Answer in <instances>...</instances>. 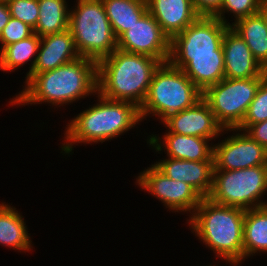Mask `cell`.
I'll return each instance as SVG.
<instances>
[{"instance_id":"obj_1","label":"cell","mask_w":267,"mask_h":266,"mask_svg":"<svg viewBox=\"0 0 267 266\" xmlns=\"http://www.w3.org/2000/svg\"><path fill=\"white\" fill-rule=\"evenodd\" d=\"M24 83L23 90L10 98L12 106L45 103L64 108L98 92L97 62L79 57L53 70L30 73Z\"/></svg>"},{"instance_id":"obj_2","label":"cell","mask_w":267,"mask_h":266,"mask_svg":"<svg viewBox=\"0 0 267 266\" xmlns=\"http://www.w3.org/2000/svg\"><path fill=\"white\" fill-rule=\"evenodd\" d=\"M97 95V96H96ZM97 102L76 114L65 127L62 155L72 154L74 145L99 144L128 133L143 122L140 108L128 101L111 100L95 93Z\"/></svg>"},{"instance_id":"obj_3","label":"cell","mask_w":267,"mask_h":266,"mask_svg":"<svg viewBox=\"0 0 267 266\" xmlns=\"http://www.w3.org/2000/svg\"><path fill=\"white\" fill-rule=\"evenodd\" d=\"M245 210L220 205L202 198L187 220L191 233L230 266H241L244 261L243 226Z\"/></svg>"},{"instance_id":"obj_4","label":"cell","mask_w":267,"mask_h":266,"mask_svg":"<svg viewBox=\"0 0 267 266\" xmlns=\"http://www.w3.org/2000/svg\"><path fill=\"white\" fill-rule=\"evenodd\" d=\"M161 63L151 56L117 48L97 63L98 93L111 100L132 102L140 108Z\"/></svg>"},{"instance_id":"obj_5","label":"cell","mask_w":267,"mask_h":266,"mask_svg":"<svg viewBox=\"0 0 267 266\" xmlns=\"http://www.w3.org/2000/svg\"><path fill=\"white\" fill-rule=\"evenodd\" d=\"M202 98V91L180 68L169 61L155 70L148 94L140 107L142 121L156 116L162 122L169 115L181 112Z\"/></svg>"},{"instance_id":"obj_6","label":"cell","mask_w":267,"mask_h":266,"mask_svg":"<svg viewBox=\"0 0 267 266\" xmlns=\"http://www.w3.org/2000/svg\"><path fill=\"white\" fill-rule=\"evenodd\" d=\"M69 10V30L81 57L97 63L117 49L102 0H76Z\"/></svg>"},{"instance_id":"obj_7","label":"cell","mask_w":267,"mask_h":266,"mask_svg":"<svg viewBox=\"0 0 267 266\" xmlns=\"http://www.w3.org/2000/svg\"><path fill=\"white\" fill-rule=\"evenodd\" d=\"M267 165L238 170H214L211 201L244 210L267 206Z\"/></svg>"},{"instance_id":"obj_8","label":"cell","mask_w":267,"mask_h":266,"mask_svg":"<svg viewBox=\"0 0 267 266\" xmlns=\"http://www.w3.org/2000/svg\"><path fill=\"white\" fill-rule=\"evenodd\" d=\"M266 76L267 70L260 76L249 79L224 78L202 92V98L223 129L237 128L243 122L248 107Z\"/></svg>"},{"instance_id":"obj_9","label":"cell","mask_w":267,"mask_h":266,"mask_svg":"<svg viewBox=\"0 0 267 266\" xmlns=\"http://www.w3.org/2000/svg\"><path fill=\"white\" fill-rule=\"evenodd\" d=\"M229 26L216 17L199 16L171 39L169 62L183 69L190 56L216 55Z\"/></svg>"},{"instance_id":"obj_10","label":"cell","mask_w":267,"mask_h":266,"mask_svg":"<svg viewBox=\"0 0 267 266\" xmlns=\"http://www.w3.org/2000/svg\"><path fill=\"white\" fill-rule=\"evenodd\" d=\"M137 175L135 184L156 197L172 213L183 212V215L190 214V218L203 198L192 186L170 179L154 164Z\"/></svg>"},{"instance_id":"obj_11","label":"cell","mask_w":267,"mask_h":266,"mask_svg":"<svg viewBox=\"0 0 267 266\" xmlns=\"http://www.w3.org/2000/svg\"><path fill=\"white\" fill-rule=\"evenodd\" d=\"M232 135L213 143L214 170H238L267 165V150L247 133L230 128Z\"/></svg>"},{"instance_id":"obj_12","label":"cell","mask_w":267,"mask_h":266,"mask_svg":"<svg viewBox=\"0 0 267 266\" xmlns=\"http://www.w3.org/2000/svg\"><path fill=\"white\" fill-rule=\"evenodd\" d=\"M170 41L159 23L147 11L117 39V48L151 56L165 63L170 57Z\"/></svg>"},{"instance_id":"obj_13","label":"cell","mask_w":267,"mask_h":266,"mask_svg":"<svg viewBox=\"0 0 267 266\" xmlns=\"http://www.w3.org/2000/svg\"><path fill=\"white\" fill-rule=\"evenodd\" d=\"M171 133L179 135L203 137L210 139L213 143L229 129L223 127L216 121L214 113L206 101L201 98L193 106L169 115L161 124ZM220 136V137H219Z\"/></svg>"},{"instance_id":"obj_14","label":"cell","mask_w":267,"mask_h":266,"mask_svg":"<svg viewBox=\"0 0 267 266\" xmlns=\"http://www.w3.org/2000/svg\"><path fill=\"white\" fill-rule=\"evenodd\" d=\"M165 131L164 136L161 138L159 134L147 136V145L155 152L161 154V151L164 150L167 157L179 160H213V144L212 142L209 143L210 139Z\"/></svg>"},{"instance_id":"obj_15","label":"cell","mask_w":267,"mask_h":266,"mask_svg":"<svg viewBox=\"0 0 267 266\" xmlns=\"http://www.w3.org/2000/svg\"><path fill=\"white\" fill-rule=\"evenodd\" d=\"M154 165L170 179L192 186L203 198L212 190L214 160L188 161L166 157L158 159Z\"/></svg>"},{"instance_id":"obj_16","label":"cell","mask_w":267,"mask_h":266,"mask_svg":"<svg viewBox=\"0 0 267 266\" xmlns=\"http://www.w3.org/2000/svg\"><path fill=\"white\" fill-rule=\"evenodd\" d=\"M225 78L249 79L260 76L265 69L253 57L246 42L230 26L222 41Z\"/></svg>"},{"instance_id":"obj_17","label":"cell","mask_w":267,"mask_h":266,"mask_svg":"<svg viewBox=\"0 0 267 266\" xmlns=\"http://www.w3.org/2000/svg\"><path fill=\"white\" fill-rule=\"evenodd\" d=\"M146 3L148 12L170 40L199 17L192 0H146Z\"/></svg>"},{"instance_id":"obj_18","label":"cell","mask_w":267,"mask_h":266,"mask_svg":"<svg viewBox=\"0 0 267 266\" xmlns=\"http://www.w3.org/2000/svg\"><path fill=\"white\" fill-rule=\"evenodd\" d=\"M40 38L37 59L31 73L53 70L81 57L69 29Z\"/></svg>"},{"instance_id":"obj_19","label":"cell","mask_w":267,"mask_h":266,"mask_svg":"<svg viewBox=\"0 0 267 266\" xmlns=\"http://www.w3.org/2000/svg\"><path fill=\"white\" fill-rule=\"evenodd\" d=\"M6 202L0 203V245L18 252L33 249L31 235L22 213Z\"/></svg>"},{"instance_id":"obj_20","label":"cell","mask_w":267,"mask_h":266,"mask_svg":"<svg viewBox=\"0 0 267 266\" xmlns=\"http://www.w3.org/2000/svg\"><path fill=\"white\" fill-rule=\"evenodd\" d=\"M182 71L202 92L220 82L225 78L222 45L216 55L190 56V62Z\"/></svg>"},{"instance_id":"obj_21","label":"cell","mask_w":267,"mask_h":266,"mask_svg":"<svg viewBox=\"0 0 267 266\" xmlns=\"http://www.w3.org/2000/svg\"><path fill=\"white\" fill-rule=\"evenodd\" d=\"M230 27L250 48L253 57L267 70V27L260 13L232 22Z\"/></svg>"},{"instance_id":"obj_22","label":"cell","mask_w":267,"mask_h":266,"mask_svg":"<svg viewBox=\"0 0 267 266\" xmlns=\"http://www.w3.org/2000/svg\"><path fill=\"white\" fill-rule=\"evenodd\" d=\"M243 248L244 261L267 253V206L245 210Z\"/></svg>"},{"instance_id":"obj_23","label":"cell","mask_w":267,"mask_h":266,"mask_svg":"<svg viewBox=\"0 0 267 266\" xmlns=\"http://www.w3.org/2000/svg\"><path fill=\"white\" fill-rule=\"evenodd\" d=\"M102 2L117 39L148 11L146 0H102Z\"/></svg>"},{"instance_id":"obj_24","label":"cell","mask_w":267,"mask_h":266,"mask_svg":"<svg viewBox=\"0 0 267 266\" xmlns=\"http://www.w3.org/2000/svg\"><path fill=\"white\" fill-rule=\"evenodd\" d=\"M40 41L41 38L34 33L26 39L5 46L0 51V70L6 73L14 72L30 61L27 77L35 66Z\"/></svg>"},{"instance_id":"obj_25","label":"cell","mask_w":267,"mask_h":266,"mask_svg":"<svg viewBox=\"0 0 267 266\" xmlns=\"http://www.w3.org/2000/svg\"><path fill=\"white\" fill-rule=\"evenodd\" d=\"M39 17L34 29L39 37L56 34L69 29L67 0H38Z\"/></svg>"},{"instance_id":"obj_26","label":"cell","mask_w":267,"mask_h":266,"mask_svg":"<svg viewBox=\"0 0 267 266\" xmlns=\"http://www.w3.org/2000/svg\"><path fill=\"white\" fill-rule=\"evenodd\" d=\"M267 120V76L262 80L250 103L243 122L237 129L245 131L250 125Z\"/></svg>"},{"instance_id":"obj_27","label":"cell","mask_w":267,"mask_h":266,"mask_svg":"<svg viewBox=\"0 0 267 266\" xmlns=\"http://www.w3.org/2000/svg\"><path fill=\"white\" fill-rule=\"evenodd\" d=\"M260 3L261 0H223L220 11L214 17L227 25H231L225 14L231 13V18L234 16L235 22L240 18L258 13Z\"/></svg>"},{"instance_id":"obj_28","label":"cell","mask_w":267,"mask_h":266,"mask_svg":"<svg viewBox=\"0 0 267 266\" xmlns=\"http://www.w3.org/2000/svg\"><path fill=\"white\" fill-rule=\"evenodd\" d=\"M10 15L35 29L39 17L38 0H10Z\"/></svg>"},{"instance_id":"obj_29","label":"cell","mask_w":267,"mask_h":266,"mask_svg":"<svg viewBox=\"0 0 267 266\" xmlns=\"http://www.w3.org/2000/svg\"><path fill=\"white\" fill-rule=\"evenodd\" d=\"M34 34V29L19 19L11 17L0 33V51L7 45L26 39Z\"/></svg>"},{"instance_id":"obj_30","label":"cell","mask_w":267,"mask_h":266,"mask_svg":"<svg viewBox=\"0 0 267 266\" xmlns=\"http://www.w3.org/2000/svg\"><path fill=\"white\" fill-rule=\"evenodd\" d=\"M223 0H192L194 9L199 16L214 17L222 6Z\"/></svg>"},{"instance_id":"obj_31","label":"cell","mask_w":267,"mask_h":266,"mask_svg":"<svg viewBox=\"0 0 267 266\" xmlns=\"http://www.w3.org/2000/svg\"><path fill=\"white\" fill-rule=\"evenodd\" d=\"M244 132L267 150V120L250 125Z\"/></svg>"},{"instance_id":"obj_32","label":"cell","mask_w":267,"mask_h":266,"mask_svg":"<svg viewBox=\"0 0 267 266\" xmlns=\"http://www.w3.org/2000/svg\"><path fill=\"white\" fill-rule=\"evenodd\" d=\"M11 18L10 10L6 2H0V33Z\"/></svg>"},{"instance_id":"obj_33","label":"cell","mask_w":267,"mask_h":266,"mask_svg":"<svg viewBox=\"0 0 267 266\" xmlns=\"http://www.w3.org/2000/svg\"><path fill=\"white\" fill-rule=\"evenodd\" d=\"M258 12L263 17L266 27H267V0H261Z\"/></svg>"},{"instance_id":"obj_34","label":"cell","mask_w":267,"mask_h":266,"mask_svg":"<svg viewBox=\"0 0 267 266\" xmlns=\"http://www.w3.org/2000/svg\"><path fill=\"white\" fill-rule=\"evenodd\" d=\"M10 0H0V2H6L8 3Z\"/></svg>"},{"instance_id":"obj_35","label":"cell","mask_w":267,"mask_h":266,"mask_svg":"<svg viewBox=\"0 0 267 266\" xmlns=\"http://www.w3.org/2000/svg\"><path fill=\"white\" fill-rule=\"evenodd\" d=\"M205 266H218V264L216 265V264L214 263V265H211V264H210V265H205Z\"/></svg>"}]
</instances>
